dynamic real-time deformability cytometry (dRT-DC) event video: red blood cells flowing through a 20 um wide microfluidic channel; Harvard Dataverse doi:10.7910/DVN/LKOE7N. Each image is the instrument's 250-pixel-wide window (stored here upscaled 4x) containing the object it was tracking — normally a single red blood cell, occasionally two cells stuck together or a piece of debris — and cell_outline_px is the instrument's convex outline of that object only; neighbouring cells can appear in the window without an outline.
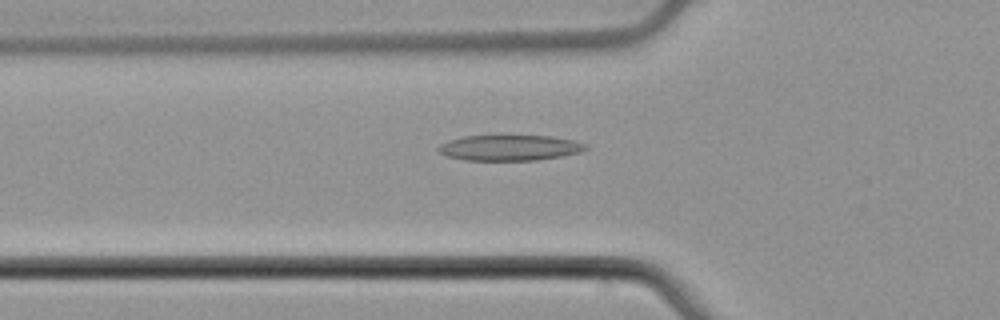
{"species": "common noctule bat (a hibernating species)", "species_latin": "Nyctalus noctula", "temperature_condition": "cold", "stored_images_in_passage": 52, "camera_frame_rate_fps": 3000, "um_per_image_px": 0.085, "animal": {"sex": "male", "body_mass_g": 21.5, "forearm_length_mm": 52.0}, "frame": {"image": 1, "passage_image": 18, "time_ms": 5.667, "image_size_px": [1000, 320], "cell_outline_px": [[588, 148], [580, 152], [560, 156], [536, 160], [464, 160], [448, 156], [440, 152], [436, 148], [440, 144], [448, 140], [464, 136], [496, 132], [552, 136], [572, 140], [588, 144]], "centroid_in_image_um": [43.29, 12.49], "position_along_channel_um": 82.5, "area_um2": 23.12}}
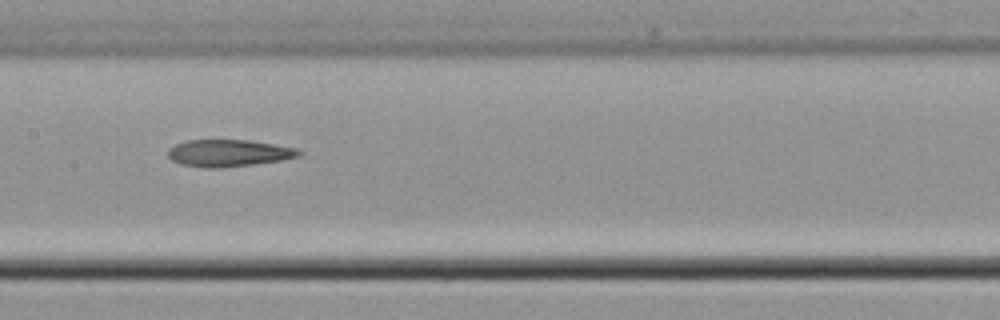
{"frame": {"image": 2, "passage_image": 26, "time_ms": 8.333, "image_size_px": [1000, 320], "cell_outline_px": [[304, 152], [300, 156], [280, 160], [252, 164], [220, 168], [204, 168], [180, 164], [172, 160], [168, 156], [168, 148], [176, 144], [188, 140], [252, 140], [296, 148]], "centroid_in_image_um": [19.43, 13.01], "position_along_channel_um": 188.0, "area_um2": 20.63}}
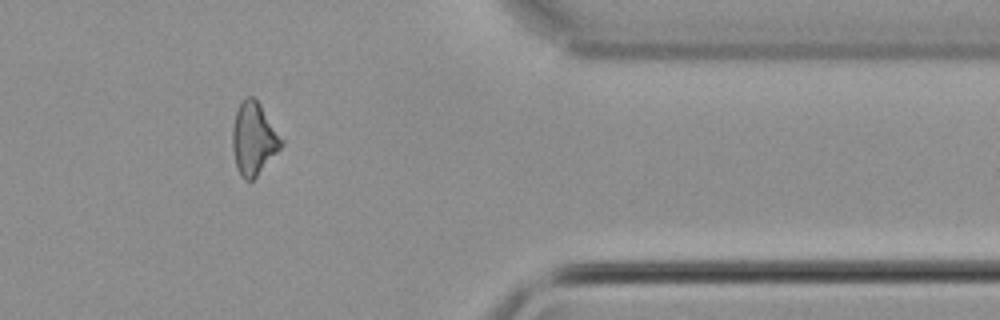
{"frame": {"image": 3, "passage_image": 43, "time_ms": 14.0, "image_size_px": [1000, 320], "cell_outline_px": [[284, 144], [256, 176], [252, 180], [244, 180], [240, 176], [236, 168], [232, 148], [232, 128], [236, 112], [240, 104], [248, 96], [252, 96], [260, 104], [284, 140]], "centroid_in_image_um": [21.56, 11.81], "position_along_channel_um": 389.8, "area_um2": 20.52}}